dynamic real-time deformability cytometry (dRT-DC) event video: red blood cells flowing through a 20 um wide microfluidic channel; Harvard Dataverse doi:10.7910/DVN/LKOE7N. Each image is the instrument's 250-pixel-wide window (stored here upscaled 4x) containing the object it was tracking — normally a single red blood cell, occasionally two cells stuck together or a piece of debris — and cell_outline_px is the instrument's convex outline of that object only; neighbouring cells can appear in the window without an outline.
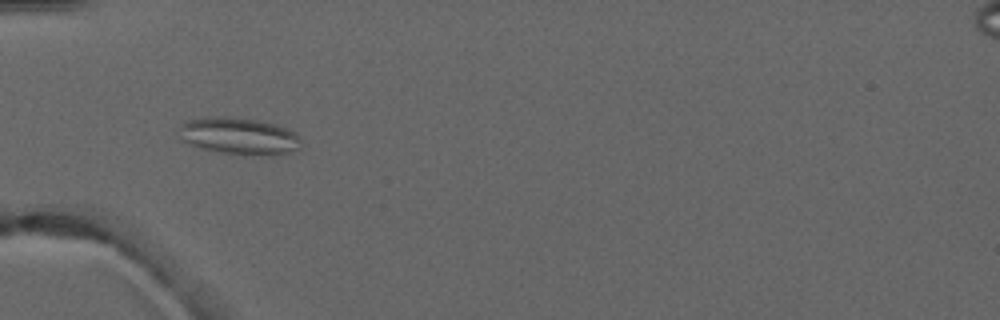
{"species": "common noctule bat (a hibernating species)", "species_latin": "Nyctalus noctula", "temperature_condition": "warm", "stored_images_in_passage": 7, "camera_frame_rate_fps": 3000, "um_per_image_px": 0.085, "animal": {"sex": "male", "forearm_length_mm": 52.5}, "frame": {"image": 1, "passage_image": 6, "time_ms": 5.667, "image_size_px": [1000, 320], "cell_outline_px": [[300, 148], [288, 152], [268, 156], [220, 152], [200, 148], [180, 140], [180, 124], [188, 120], [204, 116], [220, 116], [260, 120], [276, 124], [296, 132], [300, 136]], "centroid_in_image_um": [20.31, 11.55], "position_along_channel_um": 64.7, "area_um2": 26.47}}